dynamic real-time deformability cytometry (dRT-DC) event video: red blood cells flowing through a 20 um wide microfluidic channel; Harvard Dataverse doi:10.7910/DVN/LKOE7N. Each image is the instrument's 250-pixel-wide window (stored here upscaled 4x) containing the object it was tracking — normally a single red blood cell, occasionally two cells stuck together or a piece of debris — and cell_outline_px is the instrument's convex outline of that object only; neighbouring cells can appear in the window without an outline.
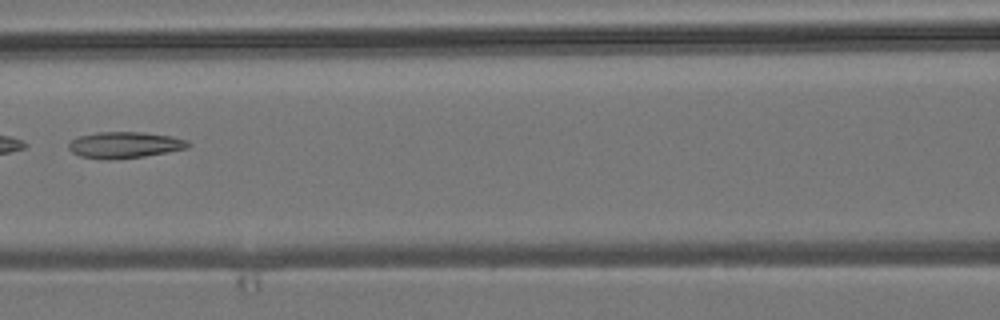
{"species": "common noctule bat (a hibernating species)", "species_latin": "Nyctalus noctula", "temperature_condition": "room temperature", "stored_images_in_passage": 6, "camera_frame_rate_fps": 3000, "um_per_image_px": 0.085, "animal": {"sex": "male", "body_mass_g": 19.2, "forearm_length_mm": 51.8}, "frame": {"image": 1, "passage_image": 6, "time_ms": 7.0, "image_size_px": [1000, 320], "cell_outline_px": [[192, 144], [188, 148], [168, 152], [144, 156], [80, 156], [72, 152], [68, 148], [68, 144], [72, 140], [80, 136], [96, 132], [144, 132], [172, 136], [188, 140]], "centroid_in_image_um": [10.7, 12.26], "position_along_channel_um": 155.9, "area_um2": 17.46}}